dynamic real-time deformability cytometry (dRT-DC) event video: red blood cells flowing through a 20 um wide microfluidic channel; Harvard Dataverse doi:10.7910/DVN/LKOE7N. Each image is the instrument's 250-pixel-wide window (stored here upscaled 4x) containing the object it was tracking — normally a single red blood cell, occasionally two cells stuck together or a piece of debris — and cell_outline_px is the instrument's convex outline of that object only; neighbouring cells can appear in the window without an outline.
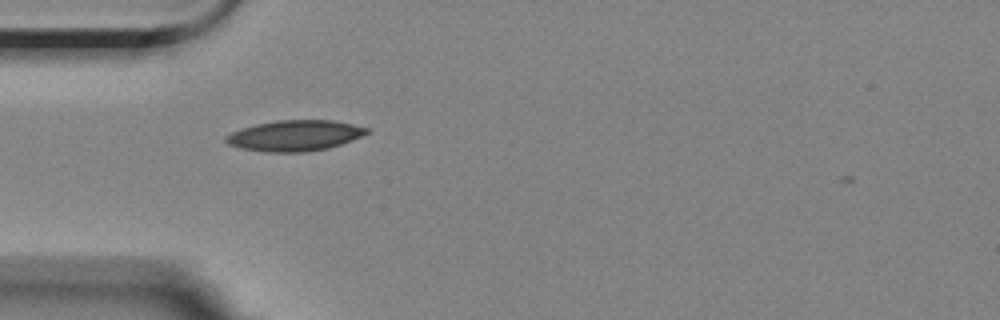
{"species": "Egyptian fruit bat (a non-hibernating species)", "species_latin": "Rousettus aegyptiacus", "temperature_condition": "room temperature", "stored_images_in_passage": 43, "camera_frame_rate_fps": 3000, "um_per_image_px": 0.085, "animal": {"sex": "female"}, "frame": {"image": 1, "passage_image": 2, "time_ms": 0.333, "image_size_px": [1000, 320], "cell_outline_px": [[368, 132], [352, 140], [328, 148], [308, 152], [264, 152], [240, 148], [228, 144], [224, 140], [224, 136], [232, 132], [256, 124], [276, 120], [332, 120], [352, 124], [368, 128]], "centroid_in_image_um": [25.02, 11.53], "position_along_channel_um": 60.0, "area_um2": 25.14}}
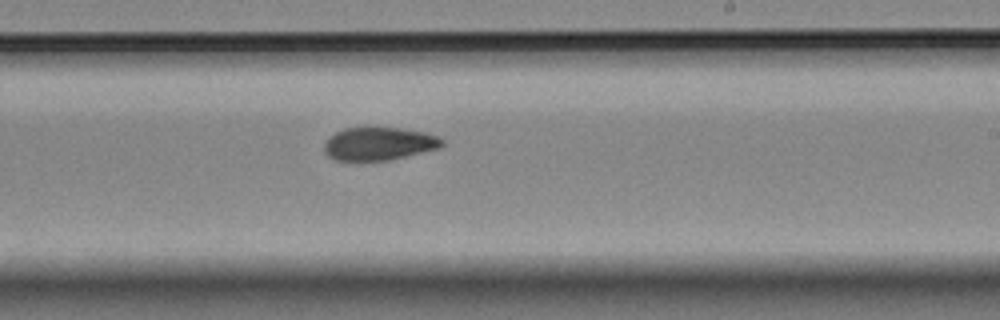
{"frame": {"image": 2, "passage_image": 19, "time_ms": 6.0, "image_size_px": [1000, 320], "cell_outline_px": [[444, 144], [440, 148], [388, 160], [336, 160], [328, 156], [324, 152], [324, 144], [336, 132], [344, 128], [400, 128], [424, 132], [436, 136], [444, 140]], "centroid_in_image_um": [32.23, 12.22], "position_along_channel_um": 256.8, "area_um2": 22.37}}
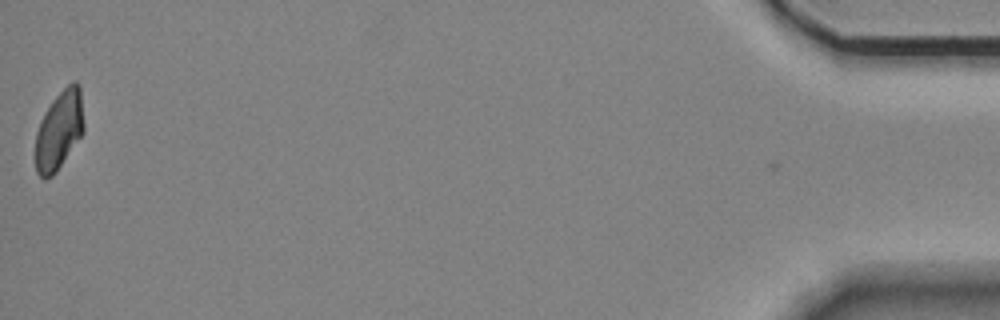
{"frame": {"image": 3, "passage_image": 42, "time_ms": 13.667, "image_size_px": [1000, 320], "cell_outline_px": [[84, 132], [56, 172], [52, 176], [44, 180], [36, 172], [36, 132], [40, 120], [44, 112], [52, 100], [72, 80], [76, 80], [80, 84], [84, 124]], "centroid_in_image_um": [5.04, 11.05], "position_along_channel_um": 430.2, "area_um2": 22.43}, "authors_computed_cell_mechanics": {"area_um2": 23.4668, "velocity_mm_per_s": 3.4982, "shape_relaxation_time_tau1_ms": 6.8888, "shape_relaxation_time_tau2_ms": 6.7638, "deformation_change_tau1": 0.168, "deformation_change_tau2": 0.113}}